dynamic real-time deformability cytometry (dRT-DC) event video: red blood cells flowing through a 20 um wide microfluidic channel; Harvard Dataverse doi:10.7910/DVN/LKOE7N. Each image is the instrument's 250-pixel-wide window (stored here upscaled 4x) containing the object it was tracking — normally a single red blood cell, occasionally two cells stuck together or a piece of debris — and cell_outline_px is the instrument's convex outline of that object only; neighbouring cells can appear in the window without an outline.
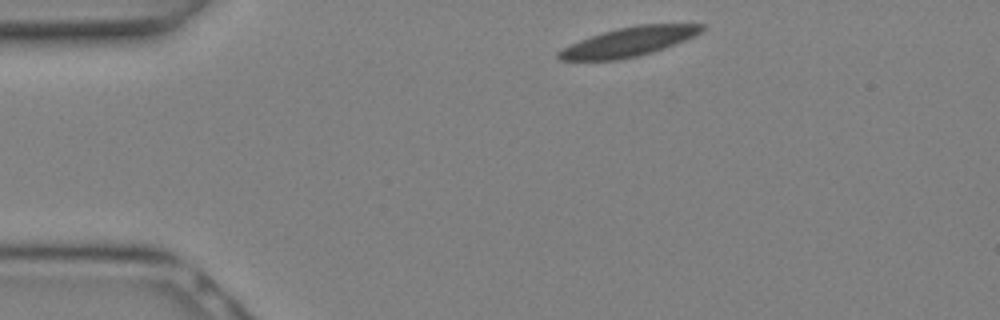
{"species": "Egyptian fruit bat (a non-hibernating species)", "species_latin": "Rousettus aegyptiacus", "temperature_condition": "warm", "stored_images_in_passage": 6, "camera_frame_rate_fps": 3000, "um_per_image_px": 0.085, "animal": {"sex": "female"}, "frame": {"image": 1, "passage_image": 1, "time_ms": 0.0, "image_size_px": [1000, 320], "cell_outline_px": [[704, 28], [700, 32], [684, 40], [664, 48], [652, 52], [620, 60], [560, 60], [556, 56], [556, 52], [580, 40], [604, 32], [636, 24], [704, 24]], "centroid_in_image_um": [53.43, 3.56], "position_along_channel_um": 31.6, "area_um2": 23.87}}
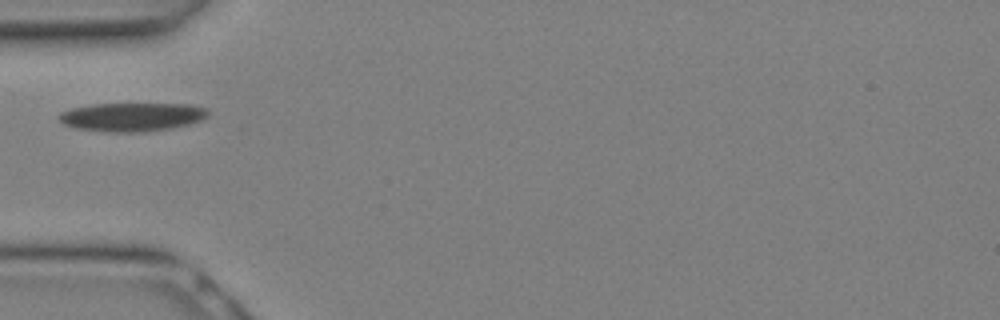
{"frame": {"image": 2, "passage_image": 5, "time_ms": 1.333, "image_size_px": [1000, 320], "cell_outline_px": [[208, 116], [200, 120], [188, 124], [172, 128], [144, 132], [100, 132], [76, 128], [64, 124], [56, 116], [60, 112], [72, 108], [92, 104], [188, 104], [208, 108]], "centroid_in_image_um": [11.19, 9.94], "position_along_channel_um": 73.8, "area_um2": 25.03}}